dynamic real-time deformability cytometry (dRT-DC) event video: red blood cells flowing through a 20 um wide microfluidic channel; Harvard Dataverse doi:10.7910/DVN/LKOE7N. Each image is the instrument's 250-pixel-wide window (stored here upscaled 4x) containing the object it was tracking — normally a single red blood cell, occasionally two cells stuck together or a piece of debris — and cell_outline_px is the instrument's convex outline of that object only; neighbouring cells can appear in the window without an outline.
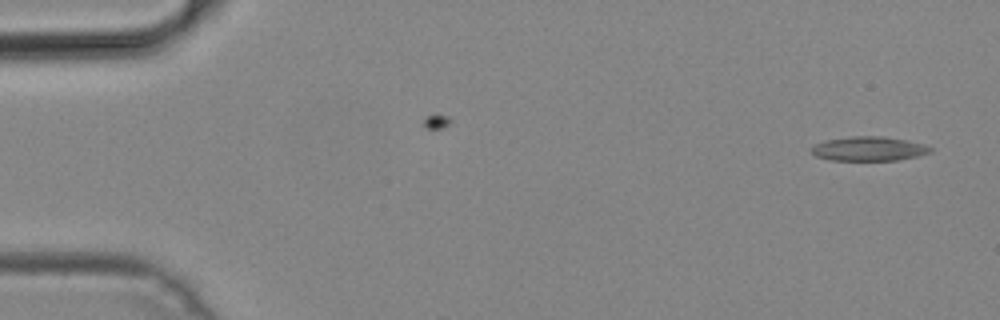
{"species": "common noctule bat (a hibernating species)", "species_latin": "Nyctalus noctula", "temperature_condition": "cold", "stored_images_in_passage": 49, "camera_frame_rate_fps": 3000, "um_per_image_px": 0.085, "animal": {"sex": "male", "body_mass_g": 19.2, "forearm_length_mm": 51.8}, "frame": {"image": 1, "passage_image": 1, "time_ms": 0.0, "image_size_px": [1000, 320], "cell_outline_px": [[932, 152], [916, 156], [896, 160], [832, 160], [816, 156], [812, 152], [812, 148], [816, 144], [828, 140], [852, 136], [884, 136], [908, 140], [924, 144], [932, 148]], "centroid_in_image_um": [73.9, 12.64], "position_along_channel_um": 11.1, "area_um2": 16.65}}
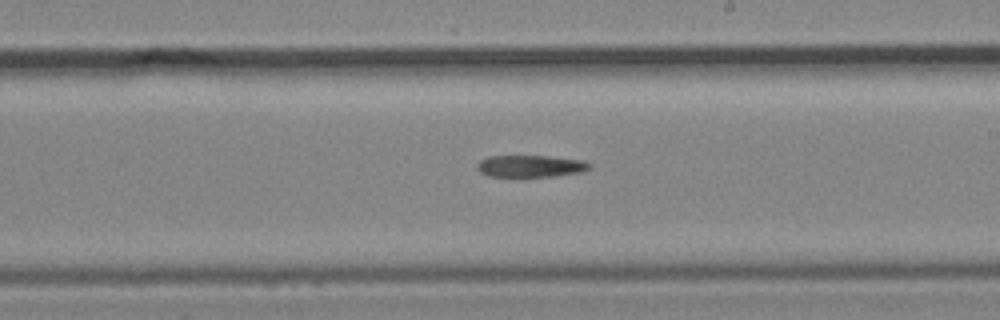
{"frame": {"image": 2, "passage_image": 28, "time_ms": 9.0, "image_size_px": [1000, 320], "cell_outline_px": [[592, 168], [584, 172], [556, 176], [524, 180], [488, 176], [480, 172], [476, 168], [476, 164], [480, 160], [488, 156], [548, 156], [584, 160], [592, 164]], "centroid_in_image_um": [45.1, 14.18], "position_along_channel_um": 243.9, "area_um2": 15.55}}
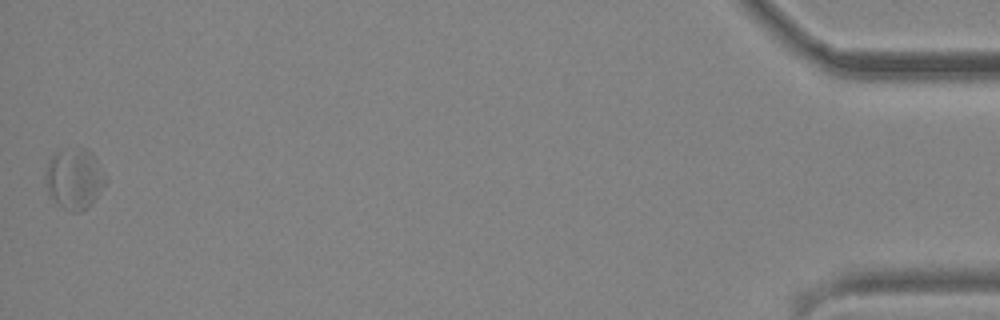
{"frame": {"image": 3, "passage_image": 49, "time_ms": 16.0, "image_size_px": [1000, 320], "cell_outline_px": [[108, 180], [96, 196], [80, 212], [72, 212], [64, 208], [48, 196], [44, 184], [44, 172], [48, 160], [56, 148], [88, 148], [92, 152], [108, 176]], "centroid_in_image_um": [6.27, 15.11], "position_along_channel_um": 428.9, "area_um2": 21.91}}